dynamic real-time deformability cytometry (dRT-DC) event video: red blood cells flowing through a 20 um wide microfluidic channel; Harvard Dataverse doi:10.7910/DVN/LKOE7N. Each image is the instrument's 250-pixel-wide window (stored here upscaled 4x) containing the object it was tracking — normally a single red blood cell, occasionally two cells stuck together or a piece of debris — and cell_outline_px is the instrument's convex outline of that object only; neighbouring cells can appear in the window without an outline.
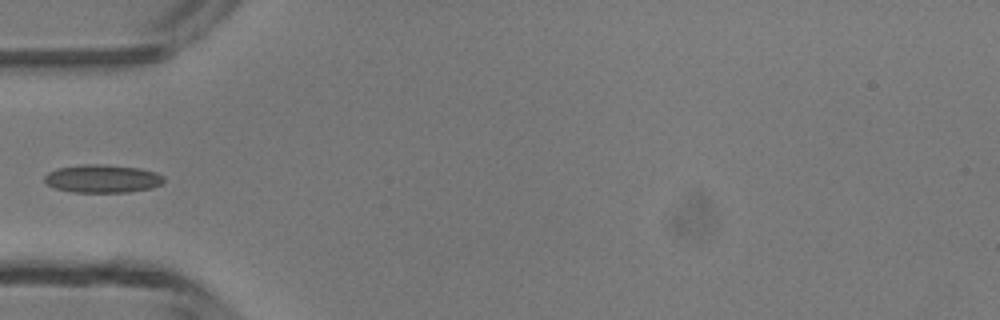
{"species": "common noctule bat (a hibernating species)", "species_latin": "Nyctalus noctula", "temperature_condition": "room temperature", "stored_images_in_passage": 3, "camera_frame_rate_fps": 3000, "um_per_image_px": 0.085, "animal": {"sex": "male", "body_mass_g": 13.3}, "frame": {"image": 1, "passage_image": 3, "time_ms": 2.0, "image_size_px": [1000, 320], "cell_outline_px": [[164, 180], [160, 184], [152, 188], [128, 192], [72, 192], [56, 188], [48, 184], [44, 180], [44, 176], [48, 172], [56, 168], [84, 164], [100, 164], [140, 168], [156, 172], [164, 176]], "centroid_in_image_um": [8.71, 15.18], "position_along_channel_um": 76.3, "area_um2": 19.54}}